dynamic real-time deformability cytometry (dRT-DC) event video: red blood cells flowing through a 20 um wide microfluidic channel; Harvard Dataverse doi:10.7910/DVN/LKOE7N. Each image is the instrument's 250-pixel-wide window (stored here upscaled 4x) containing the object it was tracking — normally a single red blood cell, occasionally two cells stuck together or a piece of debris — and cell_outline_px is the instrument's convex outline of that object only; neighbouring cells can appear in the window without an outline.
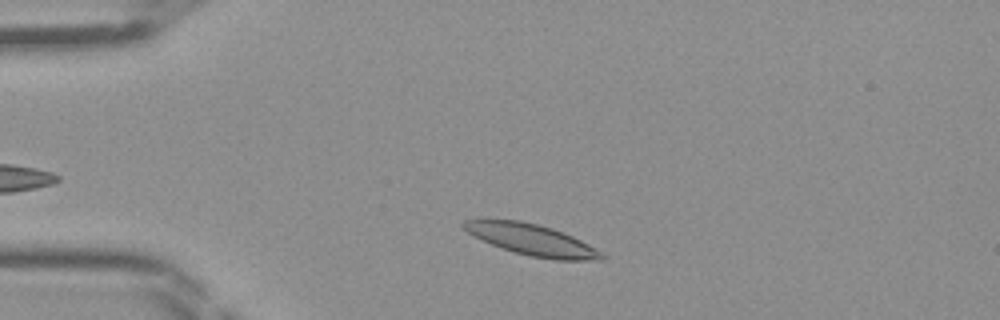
{"species": "Egyptian fruit bat (a non-hibernating species)", "species_latin": "Rousettus aegyptiacus", "temperature_condition": "room temperature", "stored_images_in_passage": 34, "camera_frame_rate_fps": 3000, "um_per_image_px": 0.085, "frame": {"image": 1, "passage_image": 4, "time_ms": 1.0, "image_size_px": [1000, 320], "cell_outline_px": [[608, 256], [604, 260], [556, 260], [532, 256], [516, 252], [492, 244], [468, 232], [460, 224], [464, 220], [520, 220], [552, 228], [572, 236], [588, 244]], "centroid_in_image_um": [45.27, 20.39], "position_along_channel_um": 39.7, "area_um2": 24.57}}
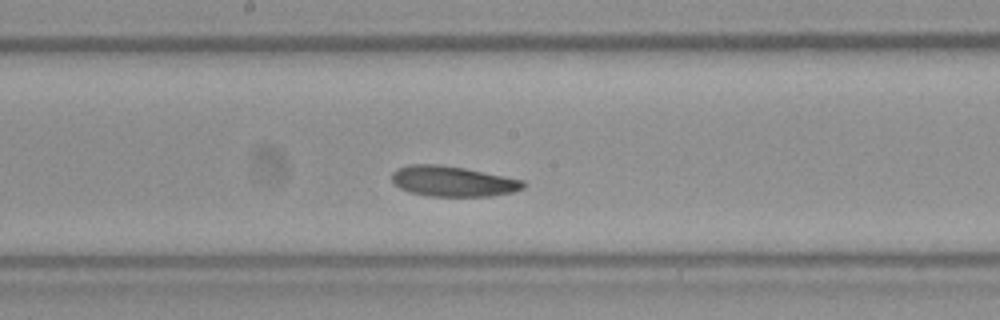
{"frame": {"image": 2, "passage_image": 18, "time_ms": 5.667, "image_size_px": [1000, 320], "cell_outline_px": [[528, 184], [524, 188], [512, 192], [492, 196], [428, 196], [408, 192], [400, 188], [392, 180], [392, 172], [396, 168], [408, 164], [436, 164], [464, 168], [524, 180]], "centroid_in_image_um": [38.49, 15.41], "position_along_channel_um": 209.7, "area_um2": 23.41}}
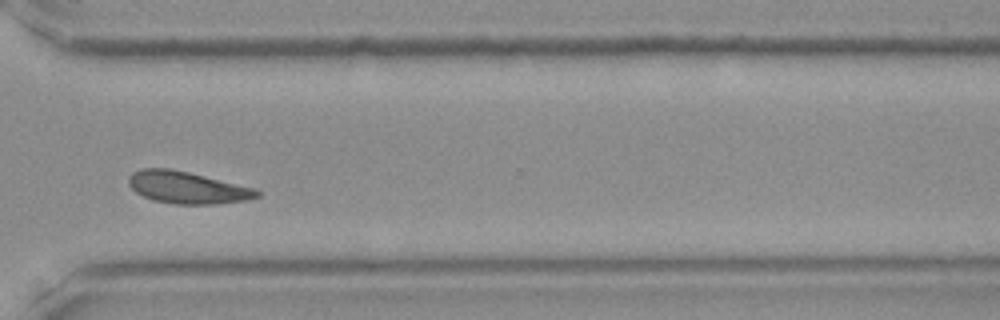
{"frame": {"image": 3, "passage_image": 28, "time_ms": 9.0, "image_size_px": [1000, 320], "cell_outline_px": [[260, 196], [244, 200], [212, 204], [176, 204], [156, 200], [144, 196], [136, 192], [128, 184], [128, 176], [132, 172], [140, 168], [168, 168], [188, 172], [256, 188], [260, 192]], "centroid_in_image_um": [15.89, 15.92], "position_along_channel_um": 354.7, "area_um2": 23.76}}